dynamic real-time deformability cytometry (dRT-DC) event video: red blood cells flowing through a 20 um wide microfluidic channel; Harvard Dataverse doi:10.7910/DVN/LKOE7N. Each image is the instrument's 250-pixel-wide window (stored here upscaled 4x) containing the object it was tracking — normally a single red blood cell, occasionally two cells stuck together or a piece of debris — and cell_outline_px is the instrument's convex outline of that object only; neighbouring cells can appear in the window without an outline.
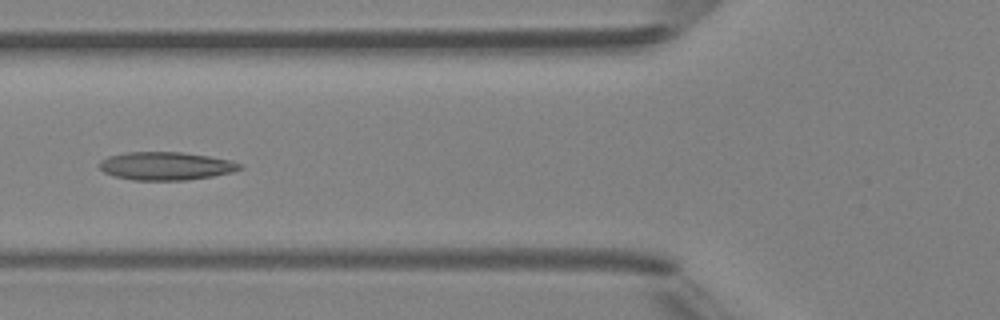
{"species": "Egyptian fruit bat (a non-hibernating species)", "species_latin": "Rousettus aegyptiacus", "temperature_condition": "room temperature", "stored_images_in_passage": 4, "camera_frame_rate_fps": 3000, "um_per_image_px": 0.085, "animal": {"sex": "female"}, "frame": {"image": 1, "passage_image": 4, "time_ms": 3.333, "image_size_px": [1000, 320], "cell_outline_px": [[244, 168], [232, 172], [212, 176], [184, 180], [132, 180], [116, 176], [104, 172], [100, 168], [100, 160], [108, 156], [128, 152], [180, 152], [208, 156], [228, 160], [244, 164]], "centroid_in_image_um": [14.12, 14.11], "position_along_channel_um": 111.7, "area_um2": 22.89}}